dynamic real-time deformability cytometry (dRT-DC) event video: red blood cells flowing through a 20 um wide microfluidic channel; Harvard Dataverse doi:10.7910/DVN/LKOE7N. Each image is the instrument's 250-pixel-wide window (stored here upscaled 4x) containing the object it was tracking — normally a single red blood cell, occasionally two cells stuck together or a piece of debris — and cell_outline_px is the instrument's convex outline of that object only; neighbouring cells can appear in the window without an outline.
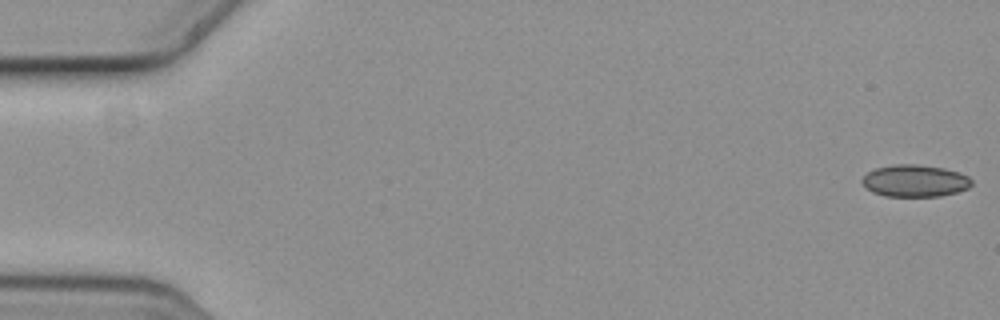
{"species": "common noctule bat (a hibernating species)", "species_latin": "Nyctalus noctula", "temperature_condition": "cold", "stored_images_in_passage": 5, "camera_frame_rate_fps": 3000, "um_per_image_px": 0.085, "animal": {"sex": "female", "body_mass_g": 19.3, "forearm_length_mm": 54.1}, "frame": {"image": 1, "passage_image": 1, "time_ms": 0.0, "image_size_px": [1000, 320], "cell_outline_px": [[972, 184], [968, 188], [956, 192], [940, 196], [884, 196], [872, 192], [860, 180], [868, 172], [876, 168], [892, 164], [916, 164], [944, 168], [960, 172], [968, 176], [972, 180]], "centroid_in_image_um": [77.78, 15.36], "position_along_channel_um": 7.2, "area_um2": 20.46}}
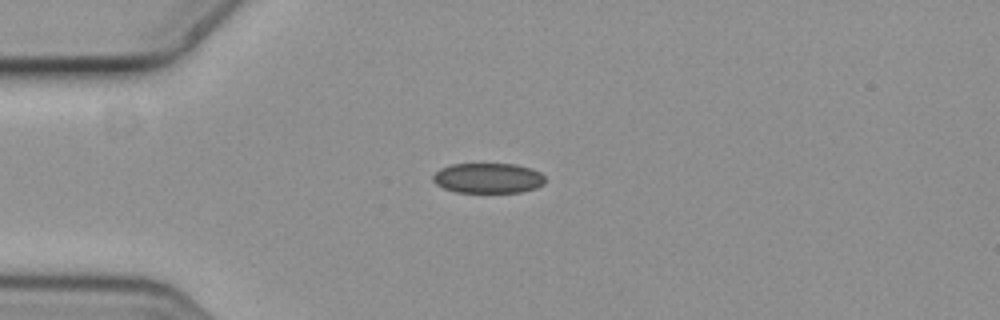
{"frame": {"image": 2, "passage_image": 4, "time_ms": 1.0, "image_size_px": [1000, 320], "cell_outline_px": [[544, 184], [536, 188], [520, 192], [456, 192], [444, 188], [436, 184], [432, 180], [432, 176], [440, 168], [452, 164], [516, 164], [532, 168], [540, 172], [544, 176]], "centroid_in_image_um": [41.49, 15.13], "position_along_channel_um": 43.5, "area_um2": 19.77}}